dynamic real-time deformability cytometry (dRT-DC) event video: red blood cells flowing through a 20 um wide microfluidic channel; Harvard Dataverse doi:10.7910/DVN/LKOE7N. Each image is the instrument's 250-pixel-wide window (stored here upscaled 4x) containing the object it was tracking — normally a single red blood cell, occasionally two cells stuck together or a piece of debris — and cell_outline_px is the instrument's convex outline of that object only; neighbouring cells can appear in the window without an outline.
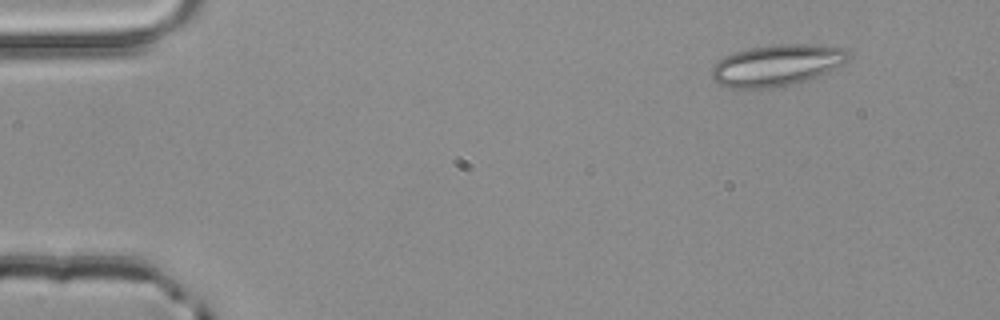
{"species": "common noctule bat (a hibernating species)", "species_latin": "Nyctalus noctula", "temperature_condition": "room temperature", "stored_images_in_passage": 3, "camera_frame_rate_fps": 3000, "um_per_image_px": 0.085, "animal": {"sex": "male", "body_mass_g": 20.4}, "frame": {"image": 1, "passage_image": 1, "time_ms": 0.0, "image_size_px": [1000, 320], "cell_outline_px": [[848, 60], [844, 64], [808, 80], [792, 84], [772, 88], [728, 88], [712, 80], [712, 64], [724, 56], [748, 48], [776, 44], [804, 44], [848, 48]], "centroid_in_image_um": [66.0, 5.55], "position_along_channel_um": 19.0, "area_um2": 33.06}}